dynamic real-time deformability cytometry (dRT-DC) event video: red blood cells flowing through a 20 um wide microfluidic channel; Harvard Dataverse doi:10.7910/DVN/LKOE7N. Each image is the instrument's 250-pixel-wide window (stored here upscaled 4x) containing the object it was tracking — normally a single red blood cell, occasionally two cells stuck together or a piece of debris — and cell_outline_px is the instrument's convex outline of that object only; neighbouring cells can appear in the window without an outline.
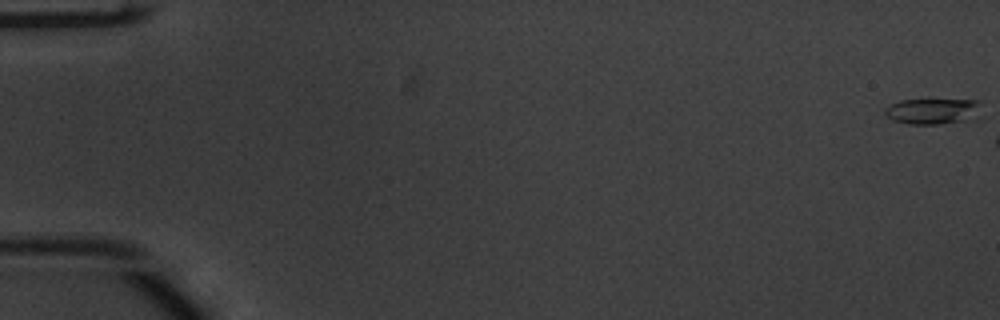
{"species": "common noctule bat (a hibernating species)", "species_latin": "Nyctalus noctula", "temperature_condition": "warm", "stored_images_in_passage": 6, "camera_frame_rate_fps": 3000, "um_per_image_px": 0.085, "animal": {"sex": "male", "body_mass_g": 20.1, "forearm_length_mm": 53.5}, "frame": {"image": 1, "passage_image": 1, "time_ms": 0.0, "image_size_px": [1000, 320], "cell_outline_px": [[984, 116], [980, 120], [940, 124], [908, 124], [892, 120], [884, 112], [884, 108], [900, 100], [980, 100]], "centroid_in_image_um": [79.46, 9.48], "position_along_channel_um": 5.5, "area_um2": 15.2}}